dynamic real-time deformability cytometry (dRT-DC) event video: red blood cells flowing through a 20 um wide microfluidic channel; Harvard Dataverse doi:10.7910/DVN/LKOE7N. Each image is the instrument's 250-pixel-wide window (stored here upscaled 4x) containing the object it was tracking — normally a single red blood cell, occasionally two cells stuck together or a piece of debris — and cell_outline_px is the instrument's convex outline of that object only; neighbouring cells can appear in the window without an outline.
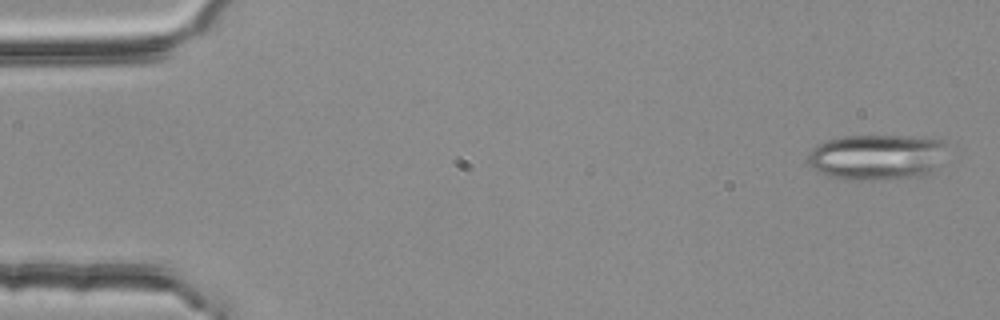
{"species": "common noctule bat (a hibernating species)", "species_latin": "Nyctalus noctula", "temperature_condition": "room temperature", "stored_images_in_passage": 4, "camera_frame_rate_fps": 3000, "um_per_image_px": 0.085, "animal": {"sex": "female", "body_mass_g": 25.1}, "frame": {"image": 1, "passage_image": 1, "time_ms": 0.0, "image_size_px": [1000, 320], "cell_outline_px": [[944, 144], [932, 168], [928, 172], [920, 176], [872, 180], [848, 180], [828, 176], [812, 168], [808, 164], [808, 152], [812, 148], [828, 140], [844, 136], [900, 136], [944, 140]], "centroid_in_image_um": [74.38, 13.35], "position_along_channel_um": 10.6, "area_um2": 36.01}}